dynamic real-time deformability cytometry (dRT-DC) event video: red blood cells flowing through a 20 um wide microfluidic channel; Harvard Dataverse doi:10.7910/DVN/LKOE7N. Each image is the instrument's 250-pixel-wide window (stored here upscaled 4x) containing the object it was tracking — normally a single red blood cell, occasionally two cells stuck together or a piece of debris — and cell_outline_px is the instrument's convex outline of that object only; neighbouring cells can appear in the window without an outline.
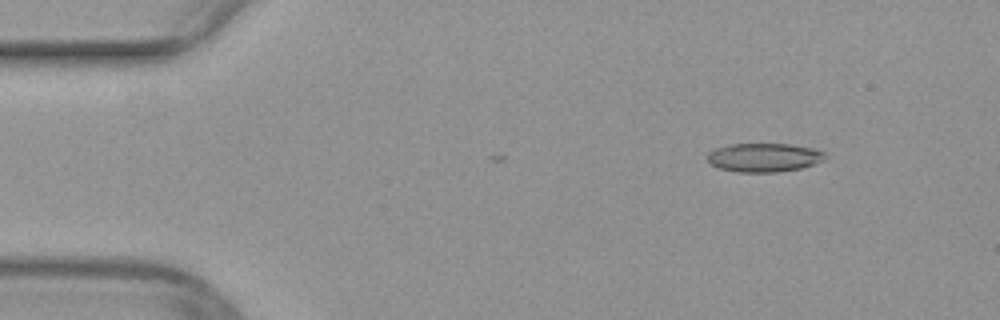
{"species": "common noctule bat (a hibernating species)", "species_latin": "Nyctalus noctula", "temperature_condition": "warm", "stored_images_in_passage": 39, "camera_frame_rate_fps": 3000, "um_per_image_px": 0.085, "animal": {"sex": "female", "body_mass_g": 29.2, "forearm_length_mm": 56.3}, "frame": {"image": 1, "passage_image": 1, "time_ms": 0.0, "image_size_px": [1000, 320], "cell_outline_px": [[828, 156], [824, 160], [800, 168], [776, 172], [740, 172], [720, 168], [712, 164], [708, 160], [708, 152], [716, 148], [732, 144], [792, 144], [812, 148], [824, 152]], "centroid_in_image_um": [64.97, 13.38], "position_along_channel_um": 20.0, "area_um2": 19.54}}
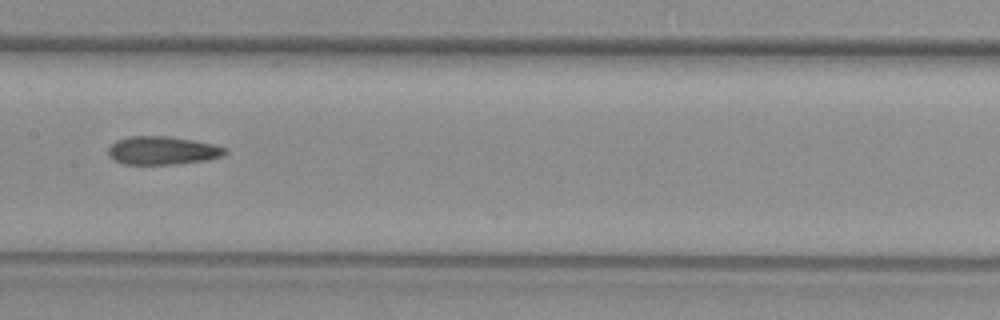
{"frame": {"image": 2, "passage_image": 20, "time_ms": 6.333, "image_size_px": [1000, 320], "cell_outline_px": [[228, 152], [224, 156], [208, 160], [176, 164], [124, 164], [108, 156], [108, 148], [116, 140], [132, 136], [168, 136], [192, 140], [212, 144], [228, 148]], "centroid_in_image_um": [13.85, 12.8], "position_along_channel_um": 193.6, "area_um2": 19.31}}
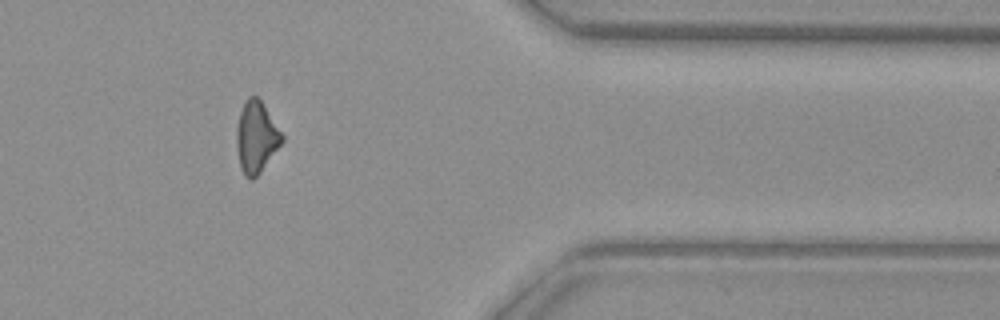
{"frame": {"image": 3, "passage_image": 36, "time_ms": 11.667, "image_size_px": [1000, 320], "cell_outline_px": [[284, 140], [260, 172], [252, 180], [248, 180], [244, 176], [240, 168], [236, 144], [236, 128], [240, 112], [244, 100], [248, 96], [256, 96], [260, 100], [284, 136]], "centroid_in_image_um": [21.76, 11.67], "position_along_channel_um": 389.6, "area_um2": 18.84}}